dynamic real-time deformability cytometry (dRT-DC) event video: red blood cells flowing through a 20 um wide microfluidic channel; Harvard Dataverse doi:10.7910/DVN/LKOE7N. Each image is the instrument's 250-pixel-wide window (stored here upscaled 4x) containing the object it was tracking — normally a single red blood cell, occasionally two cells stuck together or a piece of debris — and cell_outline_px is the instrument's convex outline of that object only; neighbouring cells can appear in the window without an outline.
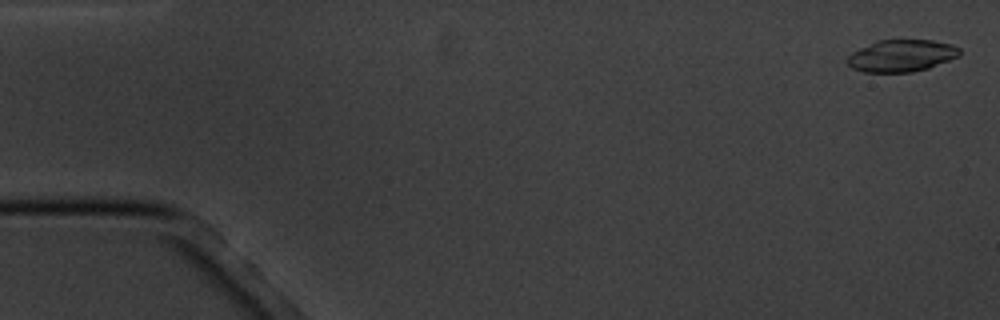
{"species": "common noctule bat (a hibernating species)", "species_latin": "Nyctalus noctula", "temperature_condition": "cold", "stored_images_in_passage": 6, "camera_frame_rate_fps": 3000, "um_per_image_px": 0.085, "animal": {"sex": "male", "body_mass_g": 20.1, "forearm_length_mm": 53.5}, "frame": {"image": 1, "passage_image": 1, "time_ms": 0.0, "image_size_px": [1000, 320], "cell_outline_px": [[960, 56], [928, 68], [912, 72], [864, 72], [852, 68], [848, 64], [848, 56], [852, 52], [876, 40], [932, 40], [952, 44], [960, 48]], "centroid_in_image_um": [76.64, 4.73], "position_along_channel_um": 8.4, "area_um2": 20.92}}
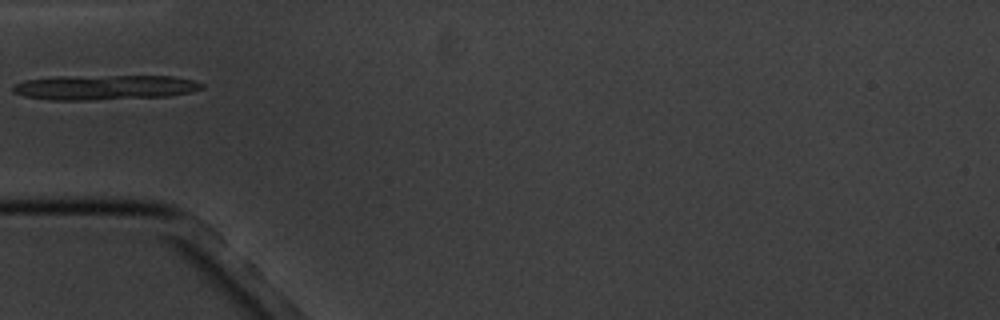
{"frame": {"image": 2, "passage_image": 6, "time_ms": 5.667, "image_size_px": [1000, 320], "cell_outline_px": [[204, 88], [192, 92], [164, 96], [92, 100], [52, 100], [24, 96], [12, 92], [12, 84], [24, 80], [60, 76], [172, 76], [192, 80], [204, 84]], "centroid_in_image_um": [8.85, 7.42], "position_along_channel_um": 76.1, "area_um2": 27.4}}